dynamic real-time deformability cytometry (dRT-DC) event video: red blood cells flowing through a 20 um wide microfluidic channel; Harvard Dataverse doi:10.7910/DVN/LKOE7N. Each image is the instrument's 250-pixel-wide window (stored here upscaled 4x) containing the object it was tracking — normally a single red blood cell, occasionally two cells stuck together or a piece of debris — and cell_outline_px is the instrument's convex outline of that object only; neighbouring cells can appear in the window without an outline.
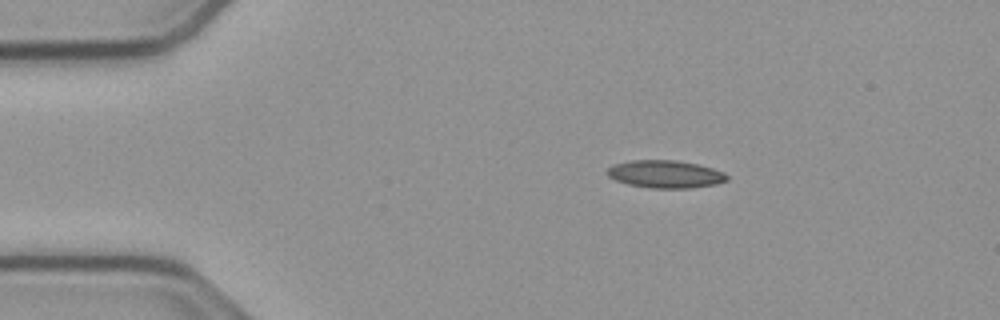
{"species": "common noctule bat (a hibernating species)", "species_latin": "Nyctalus noctula", "temperature_condition": "cold", "stored_images_in_passage": 37, "camera_frame_rate_fps": 3000, "um_per_image_px": 0.085, "animal": {"sex": "male", "body_mass_g": 23.1, "forearm_length_mm": 52.7}, "frame": {"image": 1, "passage_image": 1, "time_ms": 0.0, "image_size_px": [1000, 320], "cell_outline_px": [[728, 180], [716, 184], [692, 188], [652, 188], [628, 184], [616, 180], [608, 176], [604, 172], [612, 164], [632, 160], [676, 160], [696, 164], [712, 168], [724, 172], [728, 176]], "centroid_in_image_um": [56.53, 14.8], "position_along_channel_um": 28.5, "area_um2": 19.36}}
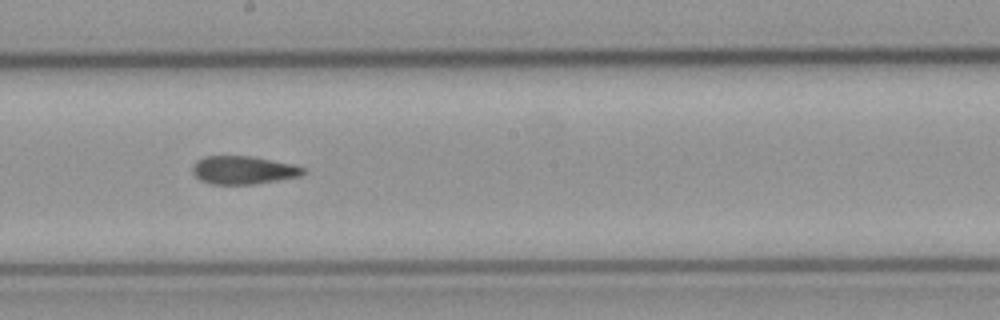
{"frame": {"image": 2, "passage_image": 21, "time_ms": 6.667, "image_size_px": [1000, 320], "cell_outline_px": [[304, 172], [300, 176], [252, 184], [212, 184], [200, 180], [192, 172], [192, 168], [196, 160], [204, 156], [252, 156], [292, 164], [304, 168]], "centroid_in_image_um": [20.63, 14.45], "position_along_channel_um": 227.6, "area_um2": 17.98}}
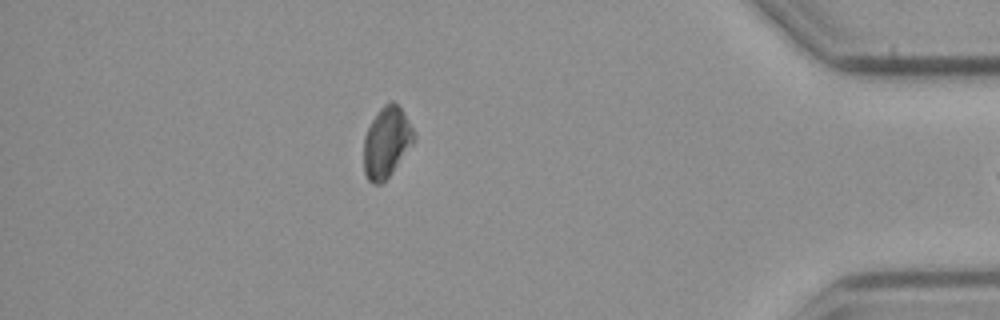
{"frame": {"image": 3, "passage_image": 36, "time_ms": 11.667, "image_size_px": [1000, 320], "cell_outline_px": [[416, 140], [392, 172], [380, 184], [372, 184], [368, 180], [364, 172], [364, 136], [376, 112], [384, 104], [392, 100], [404, 112], [416, 136]], "centroid_in_image_um": [32.86, 12.08], "position_along_channel_um": 402.3, "area_um2": 20.63}}